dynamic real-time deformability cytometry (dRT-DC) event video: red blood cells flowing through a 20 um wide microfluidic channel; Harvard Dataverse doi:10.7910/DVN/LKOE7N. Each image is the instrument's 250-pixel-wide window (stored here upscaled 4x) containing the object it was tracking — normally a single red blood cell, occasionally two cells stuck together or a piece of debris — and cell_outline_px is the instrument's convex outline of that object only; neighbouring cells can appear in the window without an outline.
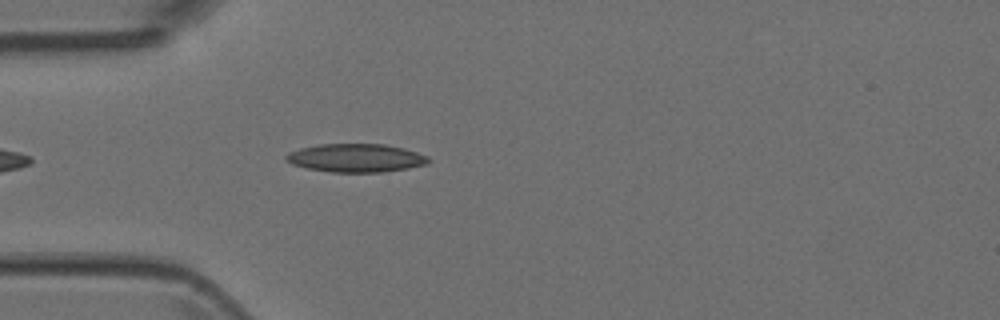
{"species": "Egyptian fruit bat (a non-hibernating species)", "species_latin": "Rousettus aegyptiacus", "temperature_condition": "room temperature", "stored_images_in_passage": 4, "camera_frame_rate_fps": 3000, "um_per_image_px": 0.085, "animal": {"sex": "female"}, "frame": {"image": 1, "passage_image": 4, "time_ms": 1.0, "image_size_px": [1000, 320], "cell_outline_px": [[432, 160], [428, 164], [408, 168], [384, 172], [332, 172], [308, 168], [292, 164], [284, 160], [284, 156], [288, 152], [300, 148], [320, 144], [384, 144], [404, 148], [428, 156]], "centroid_in_image_um": [30.26, 13.42], "position_along_channel_um": 54.7, "area_um2": 23.64}}